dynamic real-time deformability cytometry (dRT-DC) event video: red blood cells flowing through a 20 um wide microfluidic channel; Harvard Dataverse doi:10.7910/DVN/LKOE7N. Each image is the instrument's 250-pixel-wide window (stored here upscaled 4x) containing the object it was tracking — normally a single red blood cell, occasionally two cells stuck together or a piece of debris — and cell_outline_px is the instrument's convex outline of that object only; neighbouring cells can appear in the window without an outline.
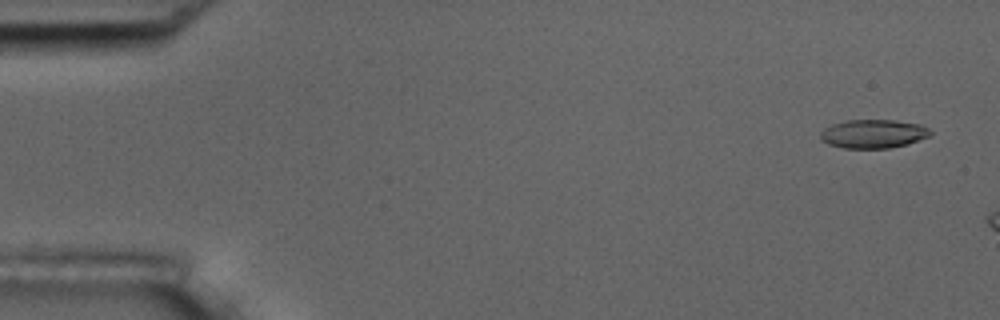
{"species": "common noctule bat (a hibernating species)", "species_latin": "Nyctalus noctula", "temperature_condition": "room temperature", "stored_images_in_passage": 3, "camera_frame_rate_fps": 3000, "um_per_image_px": 0.085, "animal": {"sex": "male", "body_mass_g": 17.5, "forearm_length_mm": 52.3}, "frame": {"image": 1, "passage_image": 1, "time_ms": 0.0, "image_size_px": [1000, 320], "cell_outline_px": [[932, 136], [908, 144], [888, 148], [844, 148], [828, 144], [820, 140], [820, 132], [824, 128], [832, 124], [848, 120], [896, 120], [920, 124], [928, 128], [932, 132]], "centroid_in_image_um": [74.25, 11.37], "position_along_channel_um": 10.8, "area_um2": 18.55}}